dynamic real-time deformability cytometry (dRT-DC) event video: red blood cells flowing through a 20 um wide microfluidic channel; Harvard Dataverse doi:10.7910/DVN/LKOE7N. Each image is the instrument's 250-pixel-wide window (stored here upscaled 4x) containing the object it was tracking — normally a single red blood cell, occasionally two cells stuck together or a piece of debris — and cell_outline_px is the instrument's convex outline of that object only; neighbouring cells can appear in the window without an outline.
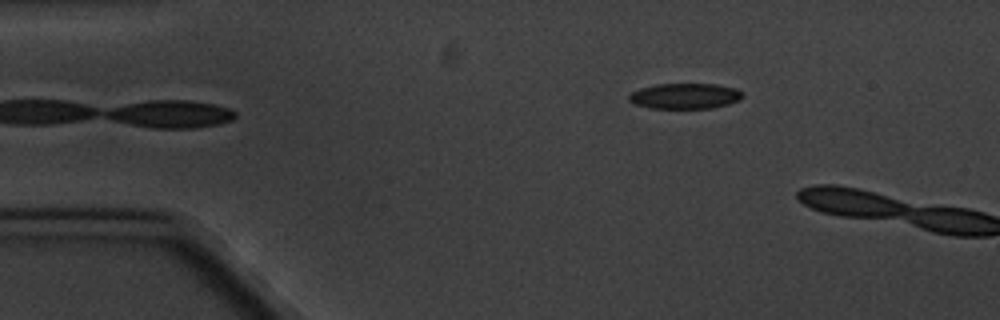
{"species": "common noctule bat (a hibernating species)", "species_latin": "Nyctalus noctula", "temperature_condition": "cold", "stored_images_in_passage": 2, "camera_frame_rate_fps": 3000, "um_per_image_px": 0.085, "animal": {"sex": "male", "body_mass_g": 20.1, "forearm_length_mm": 53.5}, "frame": {"image": 1, "passage_image": 2, "time_ms": 2.0, "image_size_px": [1000, 320], "cell_outline_px": [[744, 96], [740, 100], [728, 104], [712, 108], [648, 108], [636, 104], [628, 100], [628, 96], [632, 92], [640, 88], [656, 84], [716, 84], [736, 88], [744, 92]], "centroid_in_image_um": [58.25, 8.16], "position_along_channel_um": 26.7, "area_um2": 17.05}}